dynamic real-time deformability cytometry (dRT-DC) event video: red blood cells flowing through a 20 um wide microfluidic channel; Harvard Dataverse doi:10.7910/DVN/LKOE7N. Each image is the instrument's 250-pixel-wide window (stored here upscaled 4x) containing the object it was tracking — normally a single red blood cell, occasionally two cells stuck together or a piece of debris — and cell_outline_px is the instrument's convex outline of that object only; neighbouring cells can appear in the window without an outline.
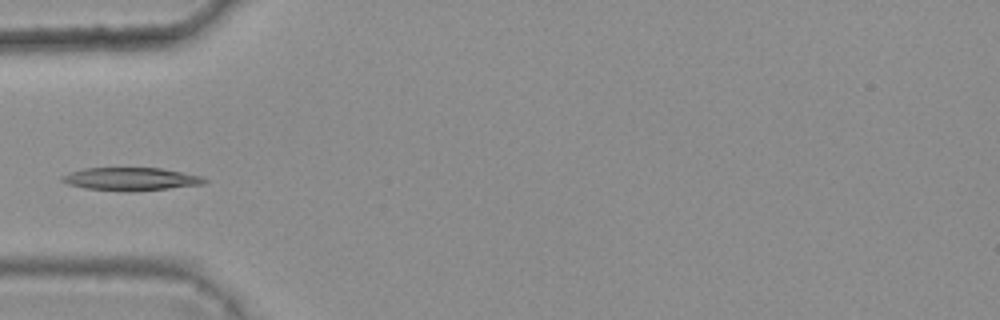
{"species": "common noctule bat (a hibernating species)", "species_latin": "Nyctalus noctula", "temperature_condition": "warm", "stored_images_in_passage": 5, "camera_frame_rate_fps": 3000, "um_per_image_px": 0.085, "animal": {"sex": "female", "body_mass_g": 25.1}, "frame": {"image": 1, "passage_image": 5, "time_ms": 1.333, "image_size_px": [1000, 320], "cell_outline_px": [[208, 180], [204, 184], [168, 188], [84, 188], [68, 184], [60, 180], [60, 176], [68, 172], [84, 168], [160, 168], [200, 176]], "centroid_in_image_um": [11.07, 15.16], "position_along_channel_um": 73.9, "area_um2": 17.8}}